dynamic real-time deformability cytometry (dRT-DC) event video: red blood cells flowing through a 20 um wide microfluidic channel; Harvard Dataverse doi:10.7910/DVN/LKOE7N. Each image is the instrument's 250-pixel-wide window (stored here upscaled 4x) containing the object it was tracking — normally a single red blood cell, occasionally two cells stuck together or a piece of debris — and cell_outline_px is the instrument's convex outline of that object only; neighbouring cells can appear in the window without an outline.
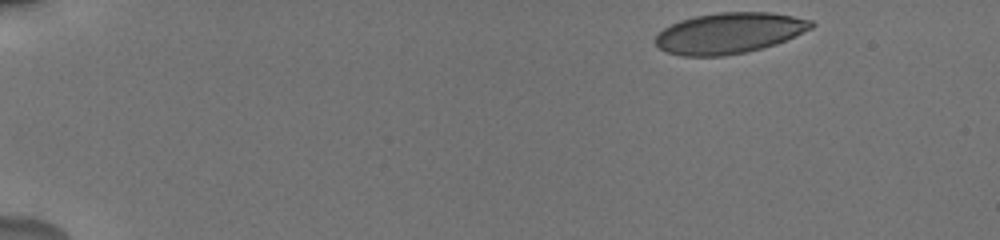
{"species": "human", "species_latin": "Homo sapiens", "temperature_condition": "cold", "stored_images_in_passage": 48, "camera_frame_rate_fps": 3000, "um_per_image_px": 0.085, "donor": {"sex": "male"}, "frame": {"image": 1, "passage_image": 1, "time_ms": 0.0, "image_size_px": [1000, 240], "cell_outline_px": [[816, 24], [812, 28], [776, 44], [744, 52], [724, 56], [680, 56], [668, 52], [660, 48], [656, 44], [656, 36], [664, 28], [680, 20], [696, 16], [716, 12], [772, 12], [812, 20]], "centroid_in_image_um": [61.99, 2.8], "position_along_channel_um": 23.0, "area_um2": 36.88}}
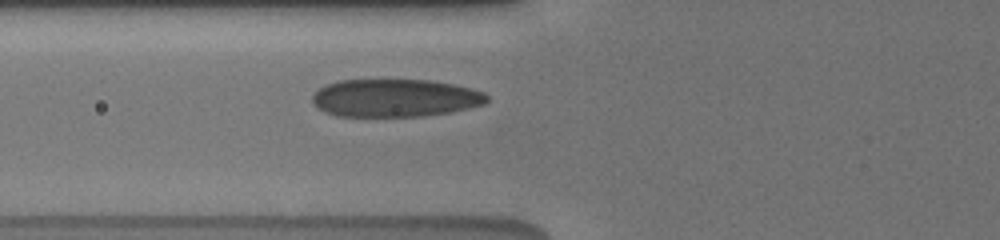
{"frame": {"image": 2, "passage_image": 16, "time_ms": 5.0, "image_size_px": [1000, 240], "cell_outline_px": [[488, 100], [484, 104], [448, 112], [424, 116], [336, 116], [324, 112], [316, 108], [312, 104], [312, 96], [320, 88], [328, 84], [340, 80], [428, 80], [452, 84], [472, 88], [484, 92], [488, 96]], "centroid_in_image_um": [33.55, 8.33], "position_along_channel_um": 92.2, "area_um2": 38.44}}
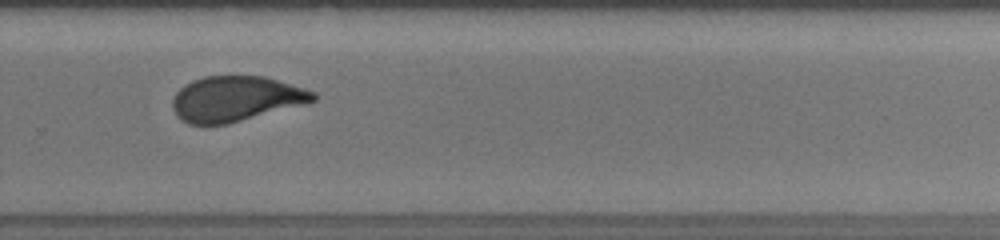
{"frame": {"image": 3, "passage_image": 33, "time_ms": 10.667, "image_size_px": [1000, 240], "cell_outline_px": [[316, 100], [304, 104], [228, 124], [188, 124], [180, 120], [176, 116], [172, 108], [172, 100], [176, 92], [184, 84], [192, 80], [204, 76], [264, 76], [304, 88], [316, 92]], "centroid_in_image_um": [20.0, 8.4], "position_along_channel_um": 309.8, "area_um2": 37.17}, "authors_computed_cell_mechanics": {"area_um2": 38.4081, "velocity_mm_per_s": 3.8403, "shape_relaxation_time_tau1_ms": 3.8072, "shape_relaxation_time_tau2_ms": 0.8399, "deformation_change_tau1": 0.1442, "deformation_change_tau2": 0.0617}}